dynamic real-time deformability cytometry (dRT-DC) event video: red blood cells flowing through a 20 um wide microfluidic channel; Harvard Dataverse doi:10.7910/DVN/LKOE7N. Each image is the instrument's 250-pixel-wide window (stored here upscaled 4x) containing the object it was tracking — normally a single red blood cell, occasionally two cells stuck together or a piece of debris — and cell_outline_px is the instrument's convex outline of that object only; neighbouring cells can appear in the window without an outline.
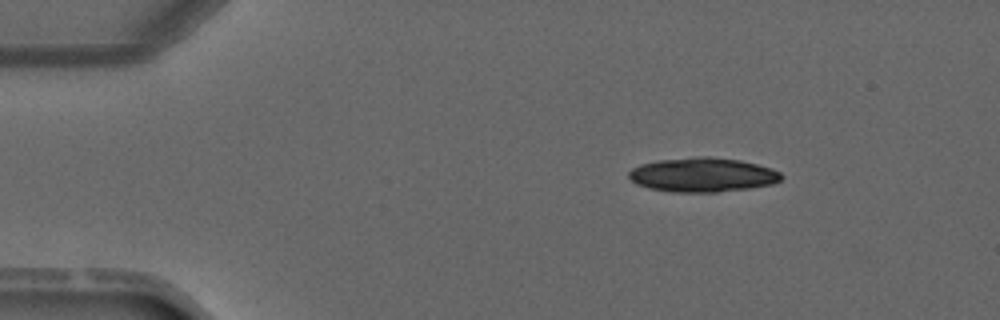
{"species": "common noctule bat (a hibernating species)", "species_latin": "Nyctalus noctula", "temperature_condition": "warm", "stored_images_in_passage": 2, "camera_frame_rate_fps": 3000, "um_per_image_px": 0.085, "animal": {"sex": "male", "forearm_length_mm": 52.5}, "frame": {"image": 1, "passage_image": 1, "time_ms": 0.0, "image_size_px": [1000, 320], "cell_outline_px": [[784, 176], [780, 180], [772, 184], [752, 188], [716, 192], [672, 192], [648, 188], [636, 184], [628, 176], [628, 172], [632, 168], [640, 164], [660, 160], [696, 156], [708, 156], [740, 160], [772, 168], [780, 172]], "centroid_in_image_um": [59.73, 14.86], "position_along_channel_um": 25.3, "area_um2": 30.63}}